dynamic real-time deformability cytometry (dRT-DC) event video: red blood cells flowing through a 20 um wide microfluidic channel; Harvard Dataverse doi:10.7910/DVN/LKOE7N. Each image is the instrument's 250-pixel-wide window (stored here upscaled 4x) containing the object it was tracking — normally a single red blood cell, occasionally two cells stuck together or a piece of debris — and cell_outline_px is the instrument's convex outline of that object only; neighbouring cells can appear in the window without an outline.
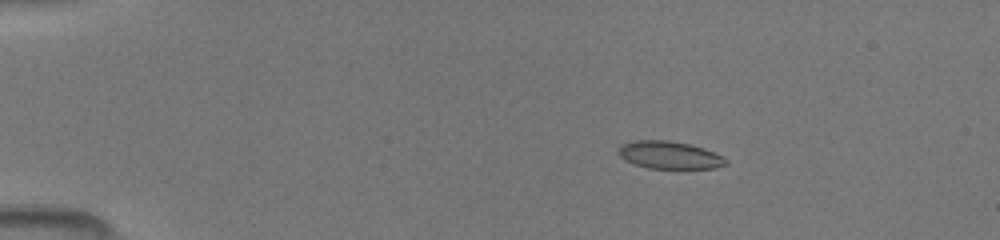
{"species": "common noctule bat (a hibernating species)", "species_latin": "Nyctalus noctula", "temperature_condition": "room temperature", "stored_images_in_passage": 50, "camera_frame_rate_fps": 3000, "um_per_image_px": 0.085, "animal": {"sex": "female", "body_mass_g": 19.5, "forearm_length_mm": 54.1}, "frame": {"image": 1, "passage_image": 9, "time_ms": 2.667, "image_size_px": [1000, 240], "cell_outline_px": [[728, 164], [716, 168], [648, 168], [624, 160], [616, 152], [620, 144], [636, 140], [668, 140], [688, 144], [704, 148], [728, 160]], "centroid_in_image_um": [56.86, 13.17], "position_along_channel_um": 28.1, "area_um2": 17.22}}
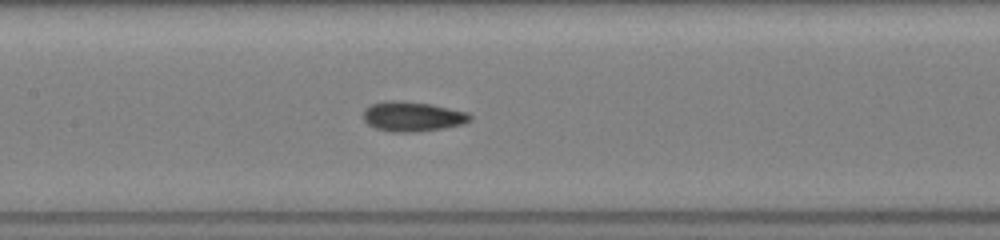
{"frame": {"image": 2, "passage_image": 25, "time_ms": 8.0, "image_size_px": [1000, 240], "cell_outline_px": [[472, 120], [460, 124], [444, 128], [412, 132], [392, 132], [376, 128], [368, 124], [364, 120], [364, 108], [372, 104], [384, 100], [404, 100], [432, 104], [468, 112], [472, 116]], "centroid_in_image_um": [35.05, 9.88], "position_along_channel_um": 172.3, "area_um2": 18.67}}
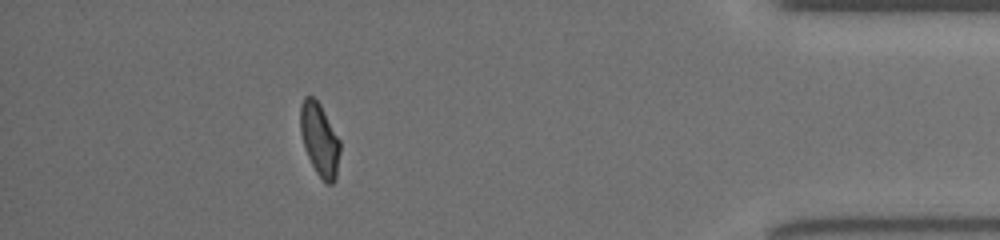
{"frame": {"image": 3, "passage_image": 45, "time_ms": 14.667, "image_size_px": [1000, 240], "cell_outline_px": [[340, 152], [336, 180], [332, 184], [328, 184], [316, 172], [308, 156], [300, 132], [300, 104], [304, 96], [312, 96], [320, 104], [340, 140]], "centroid_in_image_um": [27.17, 11.85], "position_along_channel_um": 408.0, "area_um2": 16.76}}